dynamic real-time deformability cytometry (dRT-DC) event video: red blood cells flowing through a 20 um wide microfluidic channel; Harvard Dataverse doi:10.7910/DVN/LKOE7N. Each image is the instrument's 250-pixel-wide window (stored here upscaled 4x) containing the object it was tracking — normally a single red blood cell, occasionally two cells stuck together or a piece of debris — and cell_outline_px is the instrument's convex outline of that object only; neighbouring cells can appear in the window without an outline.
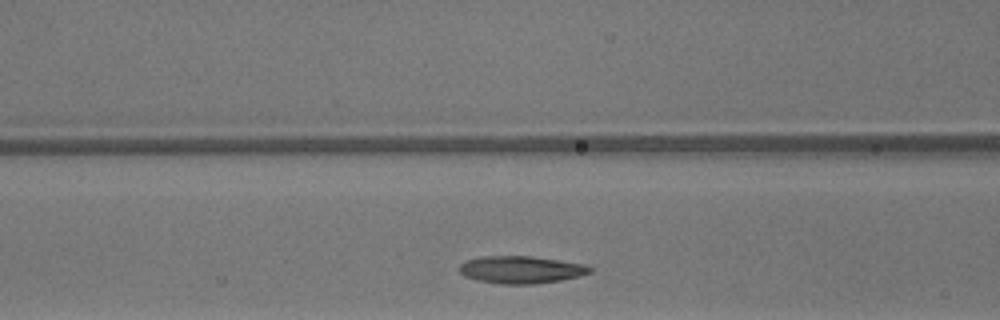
{"species": "common noctule bat (a hibernating species)", "species_latin": "Nyctalus noctula", "temperature_condition": "warm", "stored_images_in_passage": 23, "camera_frame_rate_fps": 3000, "um_per_image_px": 0.085, "animal": {"sex": "male", "body_mass_g": 13.3}, "frame": {"image": 1, "passage_image": 6, "time_ms": 1.667, "image_size_px": [1000, 320], "cell_outline_px": [[592, 272], [580, 276], [560, 280], [532, 284], [500, 284], [476, 280], [464, 276], [460, 272], [460, 264], [468, 260], [480, 256], [532, 256], [560, 260], [584, 264], [592, 268]], "centroid_in_image_um": [44.29, 22.92], "position_along_channel_um": 122.3, "area_um2": 20.87}}
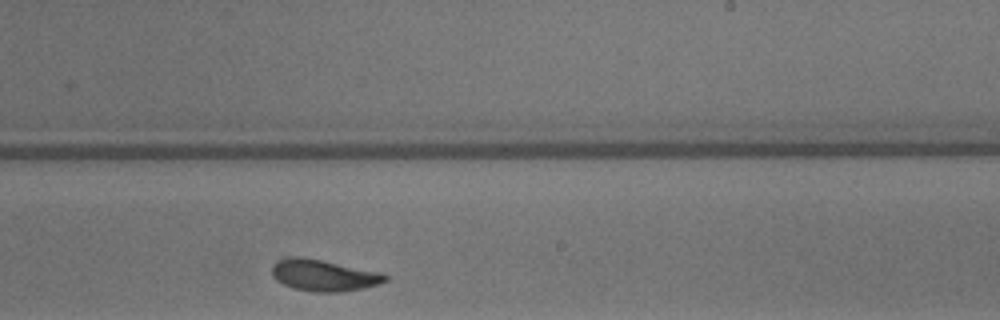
{"frame": {"image": 2, "passage_image": 16, "time_ms": 5.0, "image_size_px": [1000, 320], "cell_outline_px": [[388, 280], [380, 284], [364, 288], [340, 292], [312, 292], [292, 288], [276, 280], [272, 276], [272, 264], [276, 260], [288, 256], [304, 256], [384, 272], [388, 276]], "centroid_in_image_um": [27.53, 23.38], "position_along_channel_um": 261.5, "area_um2": 21.44}}
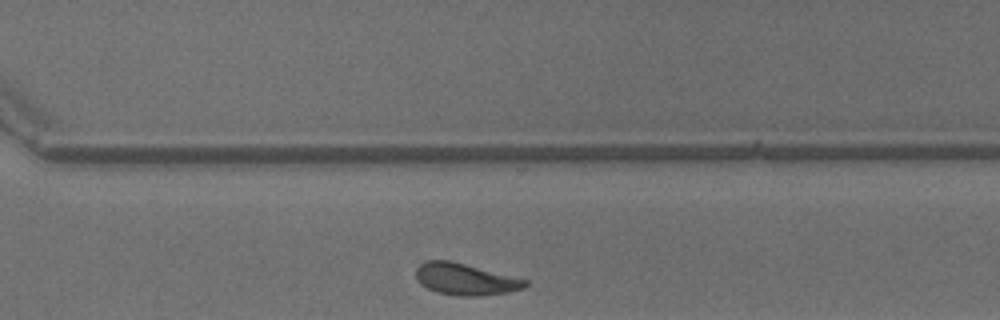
{"frame": {"image": 3, "passage_image": 21, "time_ms": 6.667, "image_size_px": [1000, 320], "cell_outline_px": [[528, 284], [524, 288], [508, 292], [480, 296], [456, 296], [436, 292], [420, 284], [416, 276], [416, 268], [424, 260], [452, 260], [528, 280]], "centroid_in_image_um": [39.54, 23.73], "position_along_channel_um": 331.1, "area_um2": 20.35}}